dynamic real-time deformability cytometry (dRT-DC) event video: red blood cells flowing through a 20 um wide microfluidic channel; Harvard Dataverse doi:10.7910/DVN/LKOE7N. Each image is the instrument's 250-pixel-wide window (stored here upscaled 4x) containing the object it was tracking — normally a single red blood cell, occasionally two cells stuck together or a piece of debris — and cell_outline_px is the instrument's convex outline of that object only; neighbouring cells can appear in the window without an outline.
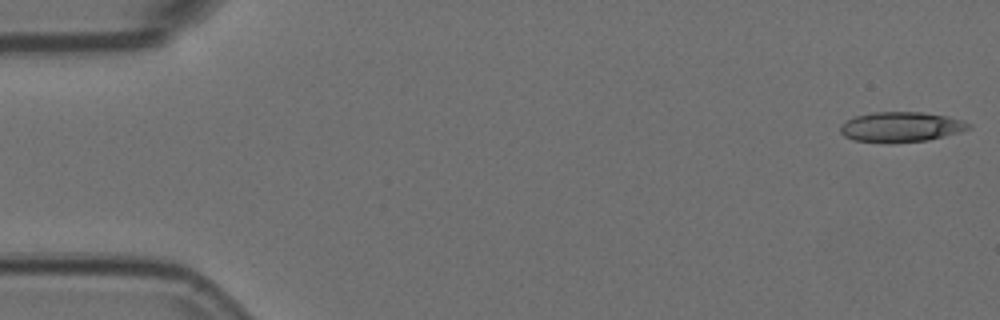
{"species": "Egyptian fruit bat (a non-hibernating species)", "species_latin": "Rousettus aegyptiacus", "temperature_condition": "room temperature", "stored_images_in_passage": 3, "camera_frame_rate_fps": 3000, "um_per_image_px": 0.085, "animal": {"sex": "female"}, "frame": {"image": 1, "passage_image": 1, "time_ms": 0.0, "image_size_px": [1000, 320], "cell_outline_px": [[972, 128], [960, 132], [928, 140], [892, 144], [888, 144], [852, 140], [844, 136], [840, 132], [840, 124], [856, 116], [872, 112], [920, 112], [948, 116], [964, 120], [972, 124]], "centroid_in_image_um": [76.59, 10.81], "position_along_channel_um": 8.4, "area_um2": 22.95}}